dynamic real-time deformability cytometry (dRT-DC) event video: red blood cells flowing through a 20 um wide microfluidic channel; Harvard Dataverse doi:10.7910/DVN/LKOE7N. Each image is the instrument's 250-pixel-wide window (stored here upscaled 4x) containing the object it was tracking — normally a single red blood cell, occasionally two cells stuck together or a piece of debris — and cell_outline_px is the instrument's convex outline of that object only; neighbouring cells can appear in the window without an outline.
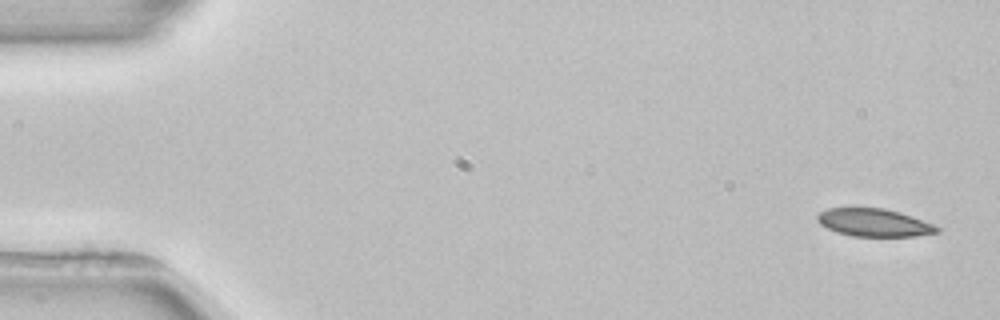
{"species": "common noctule bat (a hibernating species)", "species_latin": "Nyctalus noctula", "temperature_condition": "room temperature", "stored_images_in_passage": 4, "camera_frame_rate_fps": 3000, "um_per_image_px": 0.085, "animal": {"sex": "female", "body_mass_g": 22.7, "forearm_length_mm": 54.2}, "frame": {"image": 1, "passage_image": 1, "time_ms": 0.0, "image_size_px": [1000, 320], "cell_outline_px": [[940, 232], [916, 236], [852, 236], [836, 232], [820, 224], [816, 220], [816, 216], [820, 212], [828, 208], [884, 208], [900, 212], [912, 216], [932, 224], [940, 228]], "centroid_in_image_um": [74.28, 18.92], "position_along_channel_um": 10.7, "area_um2": 19.36}}
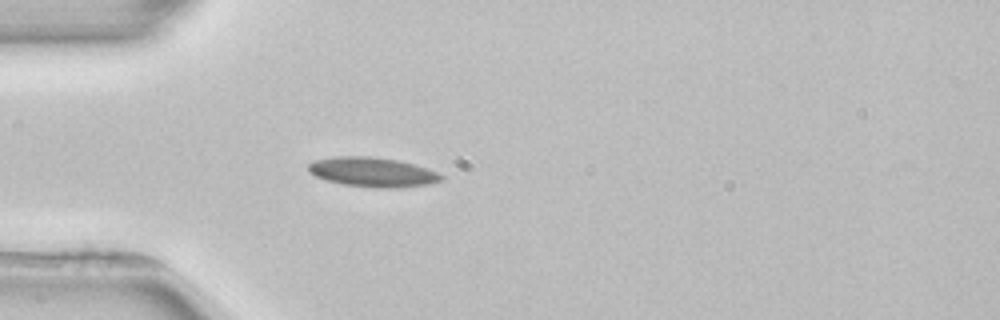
{"frame": {"image": 2, "passage_image": 4, "time_ms": 4.333, "image_size_px": [1000, 320], "cell_outline_px": [[444, 180], [428, 184], [388, 188], [376, 188], [340, 184], [316, 176], [308, 172], [308, 164], [316, 160], [332, 156], [372, 156], [396, 160], [412, 164], [436, 172], [444, 176]], "centroid_in_image_um": [31.63, 14.62], "position_along_channel_um": 53.4, "area_um2": 22.72}}